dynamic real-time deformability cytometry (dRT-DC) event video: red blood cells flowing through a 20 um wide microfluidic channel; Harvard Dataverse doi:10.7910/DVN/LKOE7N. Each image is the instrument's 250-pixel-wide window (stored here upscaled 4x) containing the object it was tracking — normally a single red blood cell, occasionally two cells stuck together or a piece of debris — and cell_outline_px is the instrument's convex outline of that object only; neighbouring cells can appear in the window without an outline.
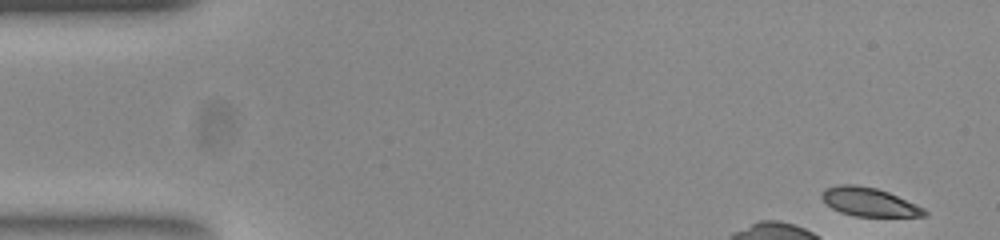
{"species": "common noctule bat (a hibernating species)", "species_latin": "Nyctalus noctula", "temperature_condition": "room temperature", "stored_images_in_passage": 6, "camera_frame_rate_fps": 3000, "um_per_image_px": 0.085, "animal": {"sex": "female", "body_mass_g": 23.0, "forearm_length_mm": 53.4}, "frame": {"image": 1, "passage_image": 1, "time_ms": 0.0, "image_size_px": [1000, 240], "cell_outline_px": [[928, 216], [856, 216], [840, 212], [832, 208], [820, 196], [824, 188], [840, 184], [856, 184], [876, 188], [888, 192], [916, 204], [924, 208], [928, 212]], "centroid_in_image_um": [73.87, 17.16], "position_along_channel_um": 11.1, "area_um2": 17.05}}